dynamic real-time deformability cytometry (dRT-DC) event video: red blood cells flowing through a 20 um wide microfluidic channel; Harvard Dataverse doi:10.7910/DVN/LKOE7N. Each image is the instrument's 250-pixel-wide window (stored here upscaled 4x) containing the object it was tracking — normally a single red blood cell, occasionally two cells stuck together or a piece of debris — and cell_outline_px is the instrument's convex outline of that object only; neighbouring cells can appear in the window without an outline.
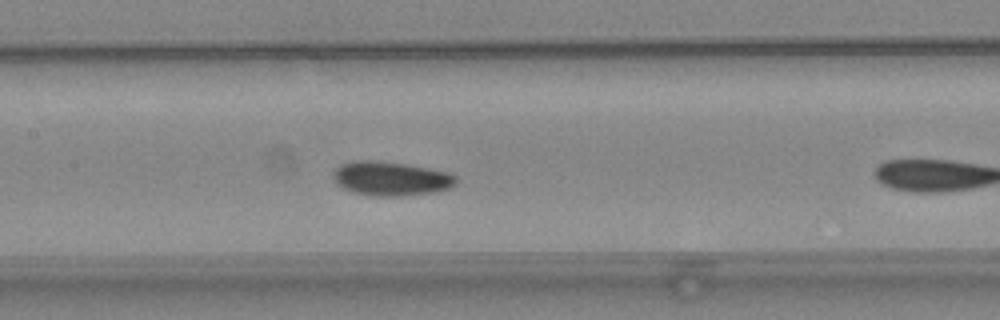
{"species": "common noctule bat (a hibernating species)", "species_latin": "Nyctalus noctula", "temperature_condition": "warm", "stored_images_in_passage": 38, "camera_frame_rate_fps": 3000, "um_per_image_px": 0.085, "animal": {"sex": "female", "body_mass_g": 24.6, "forearm_length_mm": 56.2}, "frame": {"image": 1, "passage_image": 11, "time_ms": 3.333, "image_size_px": [1000, 320], "cell_outline_px": [[456, 184], [452, 188], [432, 192], [400, 196], [372, 196], [352, 192], [344, 188], [332, 176], [336, 168], [340, 164], [352, 160], [372, 160], [404, 164], [428, 168], [448, 172], [456, 176]], "centroid_in_image_um": [33.23, 15.18], "position_along_channel_um": 174.2, "area_um2": 24.33}}
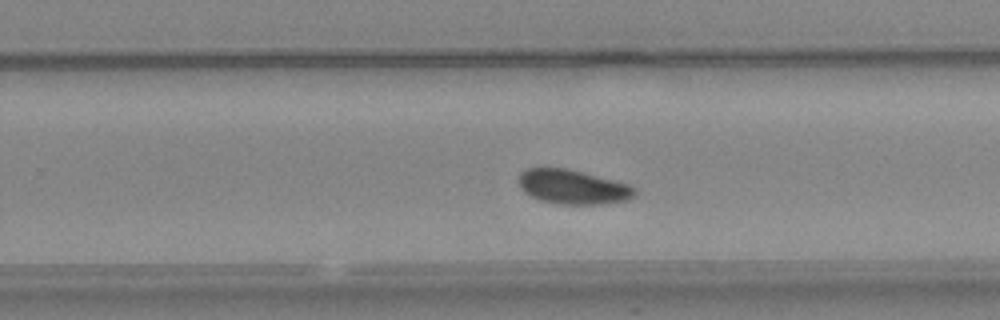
{"frame": {"image": 2, "passage_image": 19, "time_ms": 6.0, "image_size_px": [1000, 320], "cell_outline_px": [[636, 192], [628, 200], [604, 204], [556, 204], [540, 200], [524, 192], [520, 188], [520, 172], [528, 168], [564, 168], [628, 184], [636, 188]], "centroid_in_image_um": [48.68, 15.9], "position_along_channel_um": 281.1, "area_um2": 22.95}}
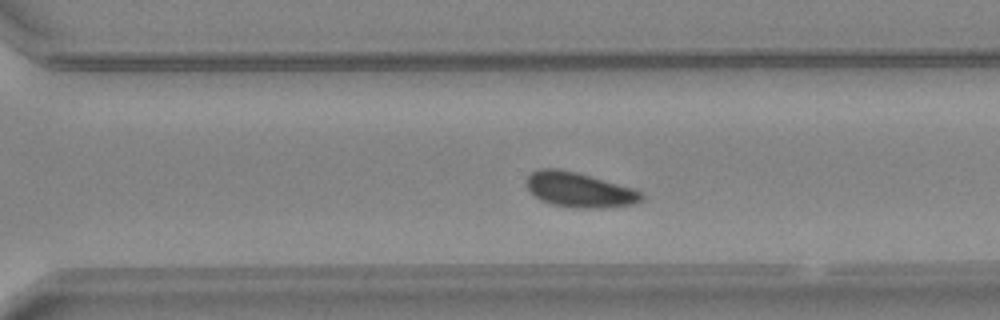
{"frame": {"image": 3, "passage_image": 22, "time_ms": 7.0, "image_size_px": [1000, 320], "cell_outline_px": [[644, 200], [636, 204], [608, 208], [576, 208], [552, 204], [540, 200], [524, 184], [528, 176], [532, 172], [540, 168], [560, 168], [576, 172], [632, 188], [640, 192], [644, 196]], "centroid_in_image_um": [49.25, 16.14], "position_along_channel_um": 321.4, "area_um2": 23.47}, "authors_computed_cell_mechanics": {"area_um2": 23.3223, "velocity_mm_per_s": 4.0236, "shape_relaxation_time_tau1_ms": 1.0516, "shape_relaxation_time_tau2_ms": null, "deformation_change_tau1": 0.0616, "deformation_change_tau2": null}}